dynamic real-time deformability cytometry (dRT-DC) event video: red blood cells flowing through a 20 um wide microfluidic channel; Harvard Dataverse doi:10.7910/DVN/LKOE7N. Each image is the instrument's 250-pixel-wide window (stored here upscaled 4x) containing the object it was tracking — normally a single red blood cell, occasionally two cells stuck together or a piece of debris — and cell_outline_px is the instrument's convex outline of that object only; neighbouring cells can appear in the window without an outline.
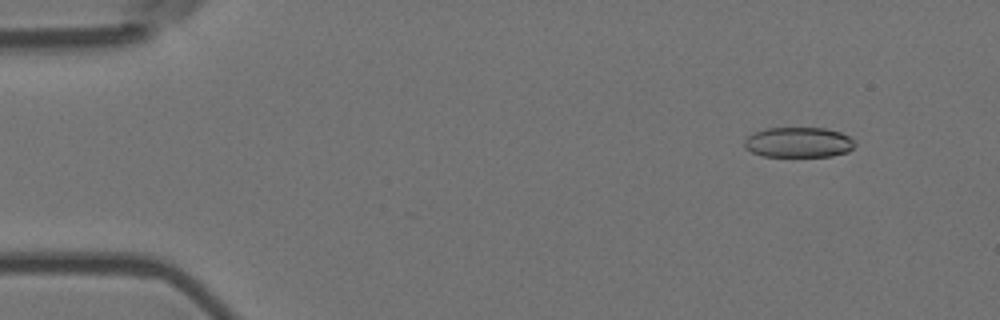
{"species": "Egyptian fruit bat (a non-hibernating species)", "species_latin": "Rousettus aegyptiacus", "temperature_condition": "room temperature", "stored_images_in_passage": 51, "camera_frame_rate_fps": 3000, "um_per_image_px": 0.085, "animal": {"sex": "female"}, "frame": {"image": 1, "passage_image": 1, "time_ms": 0.0, "image_size_px": [1000, 320], "cell_outline_px": [[856, 144], [848, 152], [832, 156], [760, 156], [744, 148], [744, 140], [748, 136], [764, 128], [824, 128], [840, 132], [856, 140]], "centroid_in_image_um": [67.88, 12.1], "position_along_channel_um": 17.1, "area_um2": 19.59}}
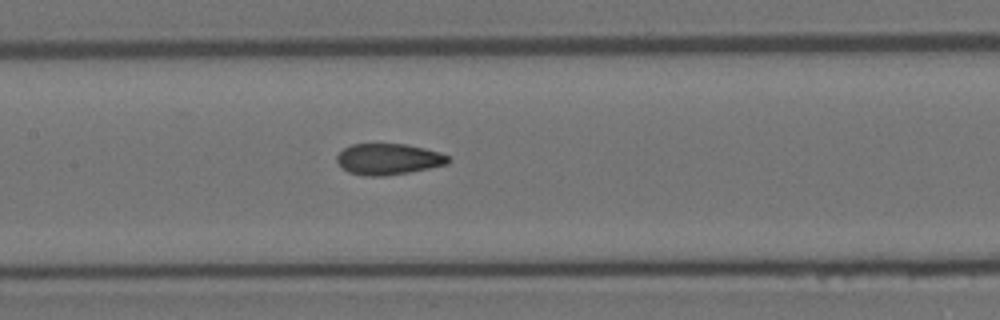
{"frame": {"image": 2, "passage_image": 22, "time_ms": 7.0, "image_size_px": [1000, 320], "cell_outline_px": [[452, 160], [448, 164], [408, 172], [384, 176], [364, 176], [348, 172], [336, 160], [336, 156], [344, 148], [352, 144], [404, 144], [424, 148], [440, 152], [448, 156]], "centroid_in_image_um": [33.02, 13.52], "position_along_channel_um": 174.4, "area_um2": 20.11}}
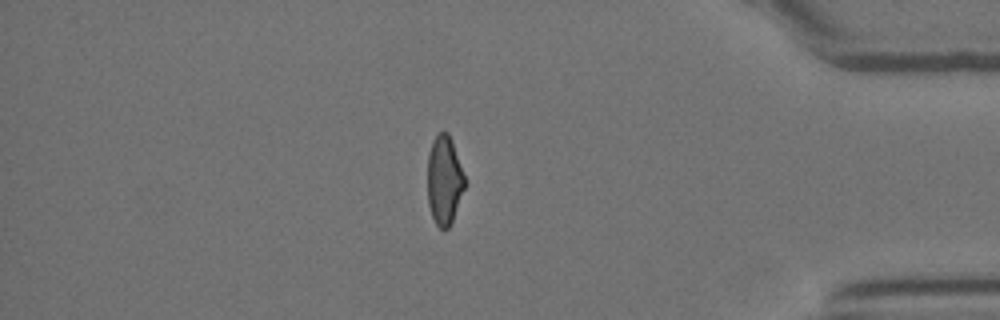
{"frame": {"image": 3, "passage_image": 43, "time_ms": 14.0, "image_size_px": [1000, 320], "cell_outline_px": [[464, 188], [452, 220], [448, 228], [444, 232], [436, 224], [432, 216], [428, 204], [428, 152], [432, 140], [440, 132], [448, 132], [452, 140], [464, 176]], "centroid_in_image_um": [37.74, 15.31], "position_along_channel_um": 397.5, "area_um2": 19.07}, "authors_computed_cell_mechanics": {"area_um2": 20.4034, "velocity_mm_per_s": 3.6688, "shape_relaxation_time_tau1_ms": null, "shape_relaxation_time_tau2_ms": 1.6323, "deformation_change_tau1": null, "deformation_change_tau2": 0.0827}}